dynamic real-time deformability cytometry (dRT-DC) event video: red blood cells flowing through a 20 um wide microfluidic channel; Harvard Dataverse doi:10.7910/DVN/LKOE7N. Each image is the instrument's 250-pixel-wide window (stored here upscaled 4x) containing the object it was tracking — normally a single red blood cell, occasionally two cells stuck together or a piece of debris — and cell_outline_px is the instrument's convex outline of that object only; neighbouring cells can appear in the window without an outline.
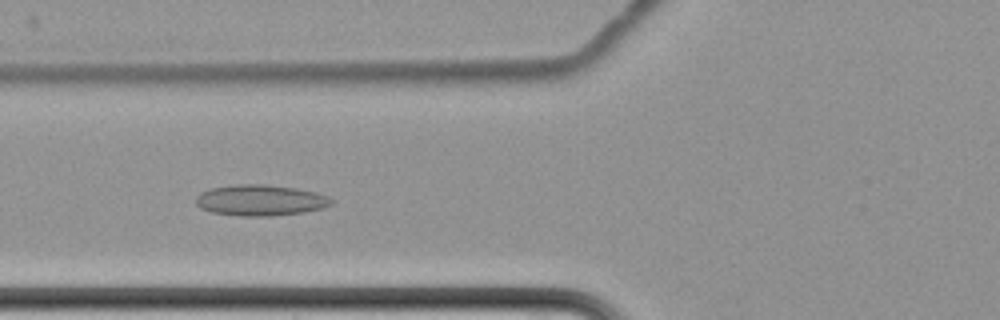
{"species": "common noctule bat (a hibernating species)", "species_latin": "Nyctalus noctula", "temperature_condition": "cold", "stored_images_in_passage": 13, "camera_frame_rate_fps": 3000, "um_per_image_px": 0.085, "animal": {"sex": "female", "body_mass_g": 22.7, "forearm_length_mm": 54.2}, "frame": {"image": 1, "passage_image": 8, "time_ms": 9.0, "image_size_px": [1000, 320], "cell_outline_px": [[336, 200], [332, 204], [324, 208], [304, 212], [268, 216], [240, 216], [212, 212], [200, 208], [196, 204], [196, 196], [200, 192], [208, 188], [236, 184], [264, 184], [296, 188], [316, 192], [328, 196]], "centroid_in_image_um": [22.14, 17.01], "position_along_channel_um": 103.7, "area_um2": 24.74}}
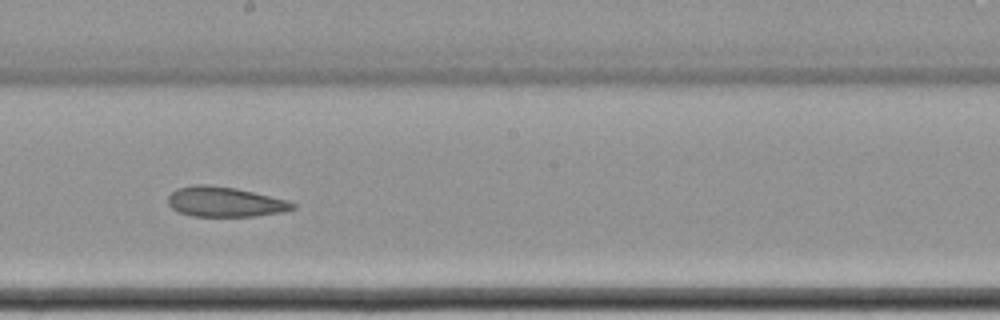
{"frame": {"image": 2, "passage_image": 11, "time_ms": 12.667, "image_size_px": [1000, 320], "cell_outline_px": [[296, 208], [284, 212], [256, 216], [192, 216], [180, 212], [172, 208], [168, 204], [168, 196], [176, 188], [196, 184], [208, 184], [236, 188], [288, 200], [296, 204]], "centroid_in_image_um": [19.13, 17.15], "position_along_channel_um": 229.1, "area_um2": 21.91}}
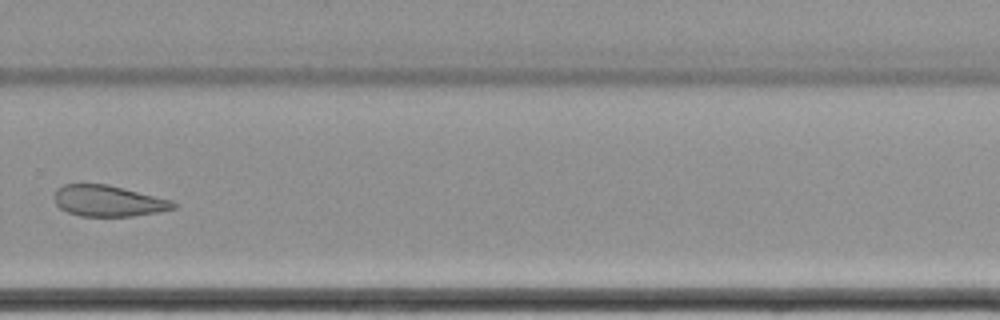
{"frame": {"image": 3, "passage_image": 13, "time_ms": 15.333, "image_size_px": [1000, 320], "cell_outline_px": [[180, 204], [176, 208], [156, 212], [132, 216], [80, 216], [68, 212], [60, 208], [56, 204], [56, 188], [64, 184], [108, 184], [172, 200]], "centroid_in_image_um": [9.24, 17.07], "position_along_channel_um": 320.6, "area_um2": 21.5}}